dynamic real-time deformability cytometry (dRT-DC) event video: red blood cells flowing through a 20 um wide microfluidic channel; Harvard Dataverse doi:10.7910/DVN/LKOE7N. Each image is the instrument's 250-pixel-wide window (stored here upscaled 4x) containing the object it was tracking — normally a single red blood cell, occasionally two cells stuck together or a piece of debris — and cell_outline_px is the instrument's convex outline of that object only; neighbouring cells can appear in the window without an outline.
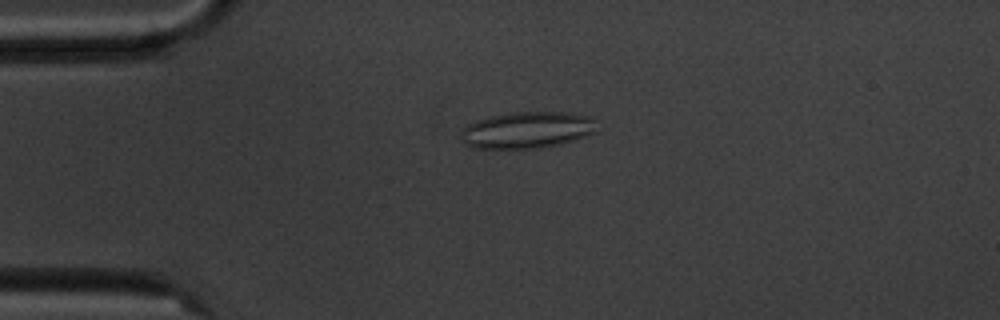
{"species": "common noctule bat (a hibernating species)", "species_latin": "Nyctalus noctula", "temperature_condition": "cold", "stored_images_in_passage": 4, "camera_frame_rate_fps": 3000, "um_per_image_px": 0.085, "animal": {"sex": "male", "body_mass_g": 20.1, "forearm_length_mm": 53.5}, "frame": {"image": 1, "passage_image": 3, "time_ms": 2.333, "image_size_px": [1000, 320], "cell_outline_px": [[596, 132], [572, 140], [544, 148], [472, 148], [464, 144], [460, 140], [460, 132], [468, 124], [476, 120], [492, 116], [516, 112], [568, 112], [588, 116], [596, 120]], "centroid_in_image_um": [44.78, 11.05], "position_along_channel_um": 40.2, "area_um2": 29.02}}